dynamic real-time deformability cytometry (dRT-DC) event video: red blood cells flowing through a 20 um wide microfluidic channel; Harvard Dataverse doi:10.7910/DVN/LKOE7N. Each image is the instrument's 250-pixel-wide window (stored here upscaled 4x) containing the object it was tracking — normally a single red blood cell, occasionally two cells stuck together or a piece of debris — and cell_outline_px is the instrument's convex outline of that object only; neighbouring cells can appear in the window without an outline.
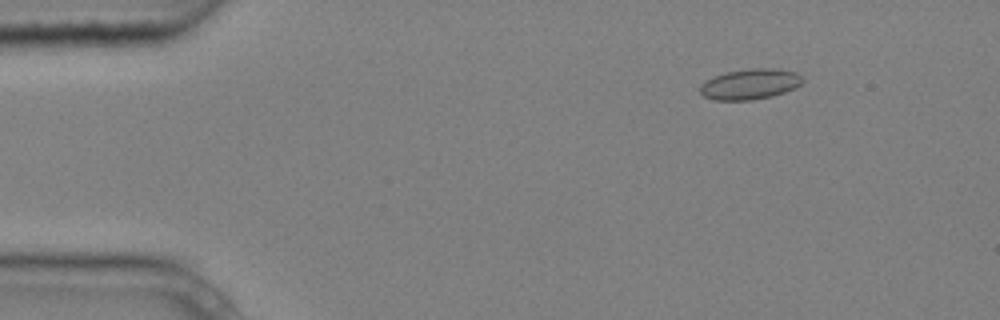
{"species": "common noctule bat (a hibernating species)", "species_latin": "Nyctalus noctula", "temperature_condition": "cold", "stored_images_in_passage": 6, "segment_of_instrument_passage": [2, 2], "camera_frame_rate_fps": 3000, "um_per_image_px": 0.085, "animal": {"sex": "male", "body_mass_g": 20.4}, "frame": {"image": 1, "passage_image": 6, "time_ms": 1.667, "image_size_px": [1000, 320], "cell_outline_px": [[804, 80], [800, 84], [784, 92], [772, 96], [752, 100], [716, 100], [704, 96], [700, 92], [700, 84], [716, 76], [728, 72], [752, 68], [772, 68], [796, 72]], "centroid_in_image_um": [63.75, 7.15], "position_along_channel_um": 21.2, "area_um2": 17.92}}